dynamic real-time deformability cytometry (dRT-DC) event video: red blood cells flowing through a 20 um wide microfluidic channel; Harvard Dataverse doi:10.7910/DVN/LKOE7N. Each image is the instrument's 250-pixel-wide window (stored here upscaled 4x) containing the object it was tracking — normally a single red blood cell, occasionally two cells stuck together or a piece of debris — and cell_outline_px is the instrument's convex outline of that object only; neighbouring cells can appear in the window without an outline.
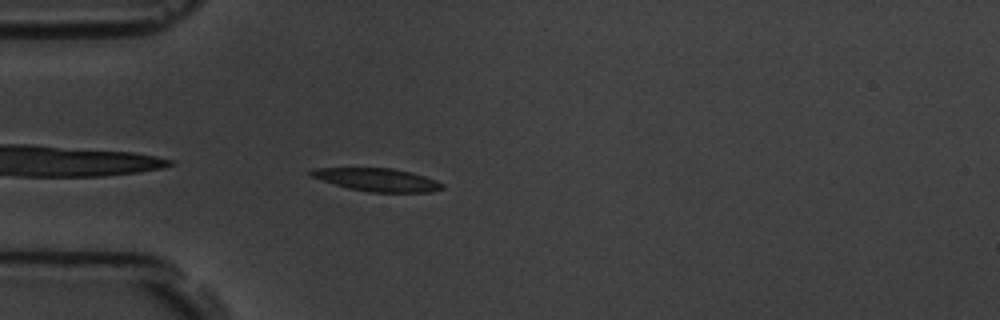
{"species": "common noctule bat (a hibernating species)", "species_latin": "Nyctalus noctula", "temperature_condition": "room temperature", "stored_images_in_passage": 4, "camera_frame_rate_fps": 3000, "um_per_image_px": 0.085, "animal": {"sex": "male", "body_mass_g": 19.5, "forearm_length_mm": 54.6}, "frame": {"image": 1, "passage_image": 4, "time_ms": 4.333, "image_size_px": [1000, 320], "cell_outline_px": [[444, 188], [428, 192], [368, 192], [348, 188], [308, 176], [304, 172], [312, 168], [392, 168], [412, 172], [436, 180], [444, 184]], "centroid_in_image_um": [32.0, 15.27], "position_along_channel_um": 53.0, "area_um2": 17.74}}